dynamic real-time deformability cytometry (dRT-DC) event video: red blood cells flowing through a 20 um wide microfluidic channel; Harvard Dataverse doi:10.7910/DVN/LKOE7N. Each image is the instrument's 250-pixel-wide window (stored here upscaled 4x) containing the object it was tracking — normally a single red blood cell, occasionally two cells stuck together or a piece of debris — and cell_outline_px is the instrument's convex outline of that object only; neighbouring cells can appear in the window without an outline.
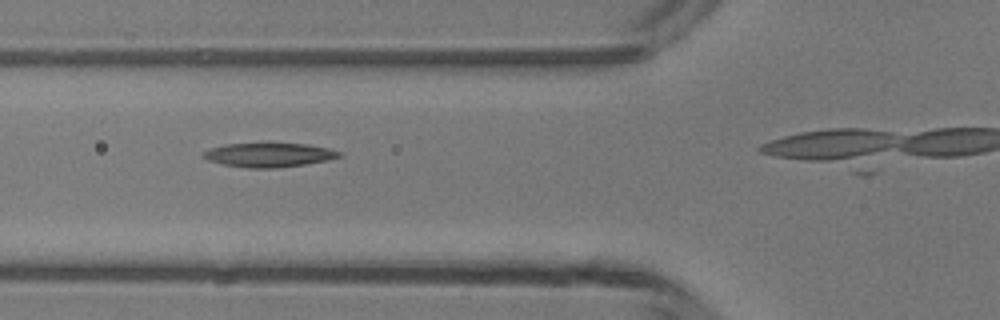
{"species": "common noctule bat (a hibernating species)", "species_latin": "Nyctalus noctula", "temperature_condition": "room temperature", "stored_images_in_passage": 10, "camera_frame_rate_fps": 3000, "um_per_image_px": 0.085, "animal": {"sex": "male", "body_mass_g": 13.3}, "frame": {"image": 1, "passage_image": 5, "time_ms": 5.333, "image_size_px": [1000, 320], "cell_outline_px": [[344, 156], [328, 160], [304, 164], [276, 168], [248, 168], [224, 164], [208, 160], [200, 156], [200, 152], [224, 144], [308, 144], [328, 148], [340, 152]], "centroid_in_image_um": [22.85, 13.17], "position_along_channel_um": 103.0, "area_um2": 18.96}}
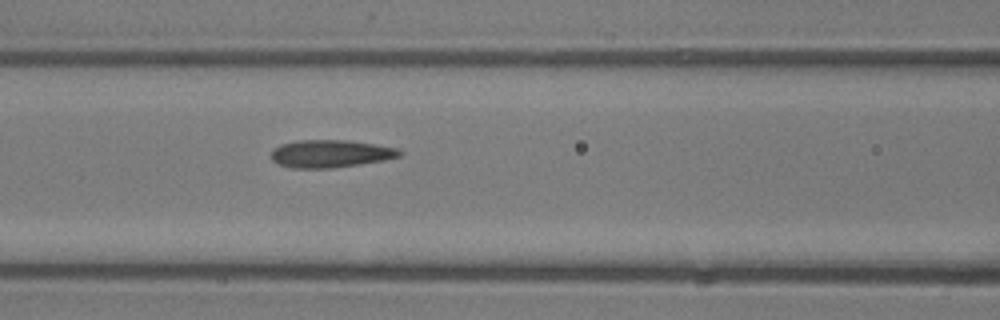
{"frame": {"image": 2, "passage_image": 9, "time_ms": 10.0, "image_size_px": [1000, 320], "cell_outline_px": [[404, 152], [400, 156], [384, 160], [360, 164], [332, 168], [292, 168], [280, 164], [272, 160], [272, 152], [280, 144], [296, 140], [348, 140], [400, 148]], "centroid_in_image_um": [28.14, 13.05], "position_along_channel_um": 138.5, "area_um2": 20.69}}